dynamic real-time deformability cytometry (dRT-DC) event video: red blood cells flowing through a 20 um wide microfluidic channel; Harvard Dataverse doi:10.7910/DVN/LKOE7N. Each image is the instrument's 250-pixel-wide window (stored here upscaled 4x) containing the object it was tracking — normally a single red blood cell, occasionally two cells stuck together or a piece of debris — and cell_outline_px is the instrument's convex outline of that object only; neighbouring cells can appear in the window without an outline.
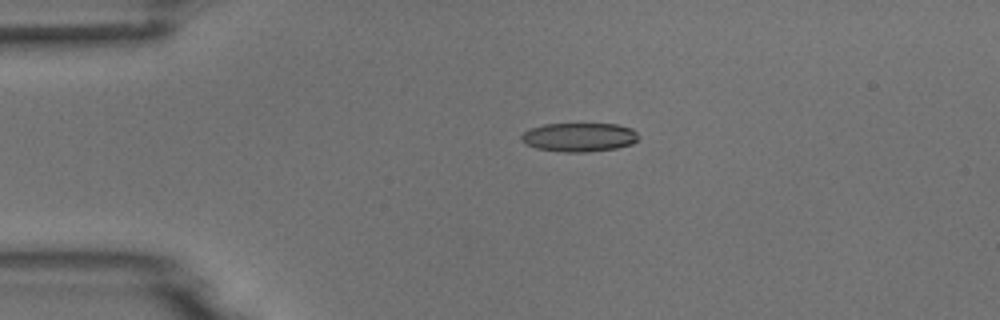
{"species": "common noctule bat (a hibernating species)", "species_latin": "Nyctalus noctula", "temperature_condition": "room temperature", "stored_images_in_passage": 5, "camera_frame_rate_fps": 3000, "um_per_image_px": 0.085, "animal": {"sex": "male", "body_mass_g": 18.8}, "frame": {"image": 1, "passage_image": 4, "time_ms": 3.667, "image_size_px": [1000, 320], "cell_outline_px": [[640, 136], [632, 144], [616, 148], [588, 152], [564, 152], [536, 148], [520, 140], [520, 136], [524, 132], [532, 128], [544, 124], [616, 124], [632, 128]], "centroid_in_image_um": [49.25, 11.66], "position_along_channel_um": 35.8, "area_um2": 19.65}}